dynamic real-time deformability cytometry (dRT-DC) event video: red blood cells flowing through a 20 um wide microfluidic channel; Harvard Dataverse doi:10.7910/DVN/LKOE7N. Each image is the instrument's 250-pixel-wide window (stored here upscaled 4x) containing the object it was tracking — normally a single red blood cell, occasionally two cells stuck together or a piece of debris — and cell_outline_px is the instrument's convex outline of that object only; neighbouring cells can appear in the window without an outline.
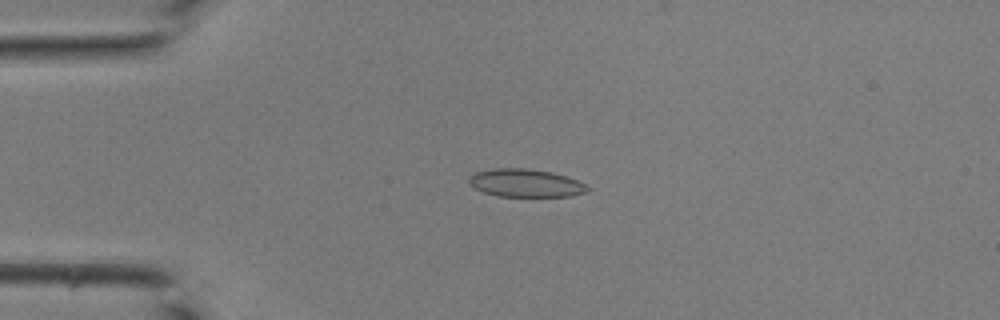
{"species": "common noctule bat (a hibernating species)", "species_latin": "Nyctalus noctula", "temperature_condition": "room temperature", "stored_images_in_passage": 42, "camera_frame_rate_fps": 3000, "um_per_image_px": 0.085, "animal": {"sex": "male", "body_mass_g": 19.0, "forearm_length_mm": 50.8}, "frame": {"image": 1, "passage_image": 10, "time_ms": 3.0, "image_size_px": [1000, 320], "cell_outline_px": [[588, 192], [568, 196], [496, 196], [484, 192], [468, 184], [468, 176], [472, 172], [492, 168], [524, 168], [552, 172], [576, 180], [584, 184], [588, 188]], "centroid_in_image_um": [44.59, 15.55], "position_along_channel_um": 40.4, "area_um2": 19.31}}
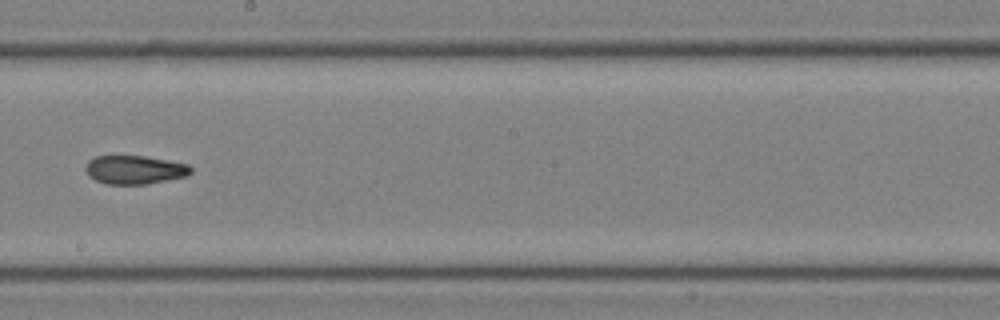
{"frame": {"image": 2, "passage_image": 24, "time_ms": 7.667, "image_size_px": [1000, 320], "cell_outline_px": [[192, 172], [188, 176], [148, 184], [104, 184], [88, 176], [84, 168], [88, 160], [96, 156], [144, 156], [188, 164], [192, 168]], "centroid_in_image_um": [11.44, 14.44], "position_along_channel_um": 236.8, "area_um2": 17.69}}
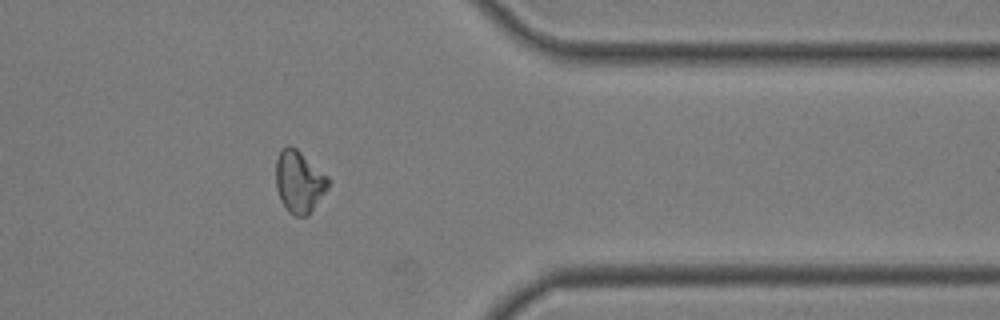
{"frame": {"image": 3, "passage_image": 34, "time_ms": 11.0, "image_size_px": [1000, 320], "cell_outline_px": [[332, 180], [328, 188], [308, 216], [296, 216], [288, 212], [280, 200], [276, 188], [276, 160], [280, 152], [288, 144], [296, 148], [328, 176]], "centroid_in_image_um": [25.44, 15.46], "position_along_channel_um": 386.0, "area_um2": 19.02}}